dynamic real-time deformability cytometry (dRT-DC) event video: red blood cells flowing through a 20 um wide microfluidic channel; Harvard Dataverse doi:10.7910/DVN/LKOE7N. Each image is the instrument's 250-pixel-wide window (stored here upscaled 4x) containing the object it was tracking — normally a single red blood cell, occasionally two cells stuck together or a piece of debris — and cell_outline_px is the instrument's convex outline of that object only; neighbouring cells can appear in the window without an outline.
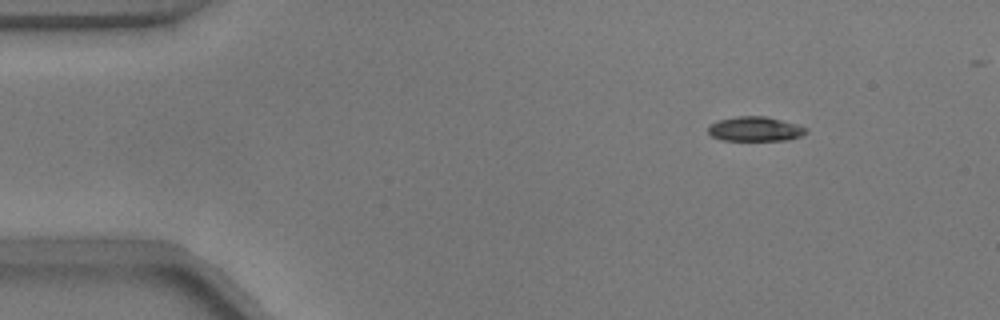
{"species": "common noctule bat (a hibernating species)", "species_latin": "Nyctalus noctula", "temperature_condition": "warm", "stored_images_in_passage": 50, "camera_frame_rate_fps": 3000, "um_per_image_px": 0.085, "animal": {"sex": "male", "body_mass_g": 17.9}, "frame": {"image": 1, "passage_image": 7, "time_ms": 2.0, "image_size_px": [1000, 320], "cell_outline_px": [[808, 132], [800, 136], [788, 140], [720, 140], [712, 136], [708, 132], [708, 128], [712, 124], [720, 120], [736, 116], [764, 116], [796, 124], [808, 128]], "centroid_in_image_um": [64.2, 10.97], "position_along_channel_um": 20.8, "area_um2": 13.87}}
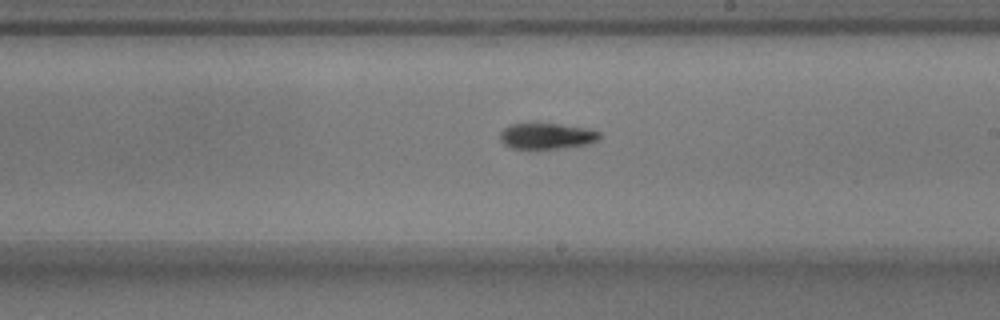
{"frame": {"image": 2, "passage_image": 31, "time_ms": 10.0, "image_size_px": [1000, 320], "cell_outline_px": [[600, 140], [588, 144], [560, 148], [512, 148], [504, 144], [500, 140], [500, 132], [504, 128], [512, 124], [532, 120], [588, 128], [600, 132]], "centroid_in_image_um": [46.46, 11.51], "position_along_channel_um": 242.5, "area_um2": 15.61}}
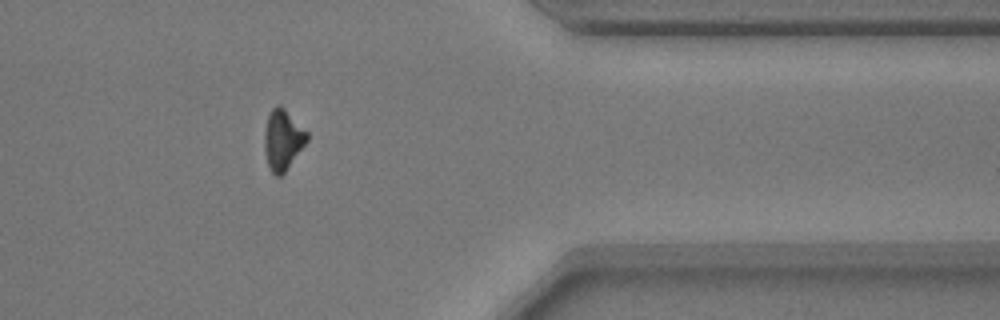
{"frame": {"image": 3, "passage_image": 44, "time_ms": 14.333, "image_size_px": [1000, 320], "cell_outline_px": [[308, 140], [284, 172], [280, 176], [276, 176], [272, 172], [268, 164], [264, 152], [264, 132], [268, 116], [272, 108], [276, 104], [280, 104], [308, 132]], "centroid_in_image_um": [24.02, 11.85], "position_along_channel_um": 387.4, "area_um2": 14.85}, "authors_computed_cell_mechanics": {"area_um2": 14.6523, "velocity_mm_per_s": 3.7558, "shape_relaxation_time_tau1_ms": 3.6443, "shape_relaxation_time_tau2_ms": null, "deformation_change_tau1": 0.1677, "deformation_change_tau2": null}}